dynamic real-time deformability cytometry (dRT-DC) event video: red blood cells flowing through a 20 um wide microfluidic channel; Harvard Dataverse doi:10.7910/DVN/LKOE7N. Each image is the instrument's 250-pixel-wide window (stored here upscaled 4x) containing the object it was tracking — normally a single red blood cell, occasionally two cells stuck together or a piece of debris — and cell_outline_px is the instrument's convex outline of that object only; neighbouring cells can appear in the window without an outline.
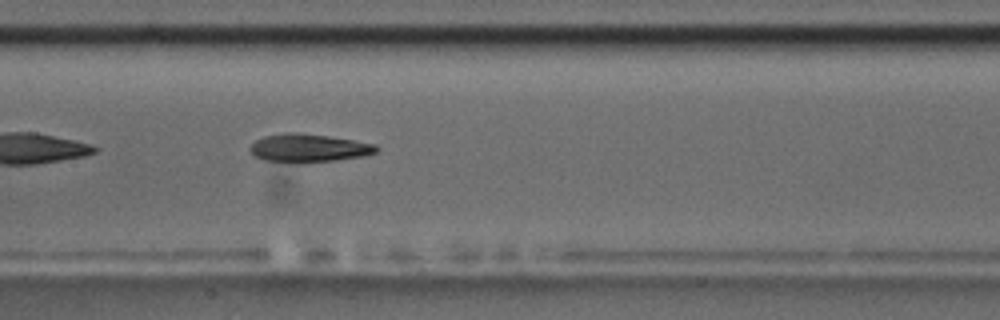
{"species": "common noctule bat (a hibernating species)", "species_latin": "Nyctalus noctula", "temperature_condition": "room temperature", "stored_images_in_passage": 41, "camera_frame_rate_fps": 3000, "um_per_image_px": 0.085, "animal": {"sex": "male", "body_mass_g": 17.5, "forearm_length_mm": 52.3}, "frame": {"image": 1, "passage_image": 12, "time_ms": 3.667, "image_size_px": [1000, 320], "cell_outline_px": [[380, 148], [376, 152], [364, 156], [336, 160], [264, 160], [256, 156], [248, 148], [256, 140], [264, 136], [284, 132], [296, 132], [328, 136], [376, 144]], "centroid_in_image_um": [26.27, 12.53], "position_along_channel_um": 181.1, "area_um2": 19.94}, "authors_computed_cell_mechanics": {"area_um2": 20.9236, "velocity_mm_per_s": 3.7339, "shape_relaxation_time_tau1_ms": 7.2002, "shape_relaxation_time_tau2_ms": 2.1082, "deformation_change_tau1": 0.2327, "deformation_change_tau2": 0.114}}